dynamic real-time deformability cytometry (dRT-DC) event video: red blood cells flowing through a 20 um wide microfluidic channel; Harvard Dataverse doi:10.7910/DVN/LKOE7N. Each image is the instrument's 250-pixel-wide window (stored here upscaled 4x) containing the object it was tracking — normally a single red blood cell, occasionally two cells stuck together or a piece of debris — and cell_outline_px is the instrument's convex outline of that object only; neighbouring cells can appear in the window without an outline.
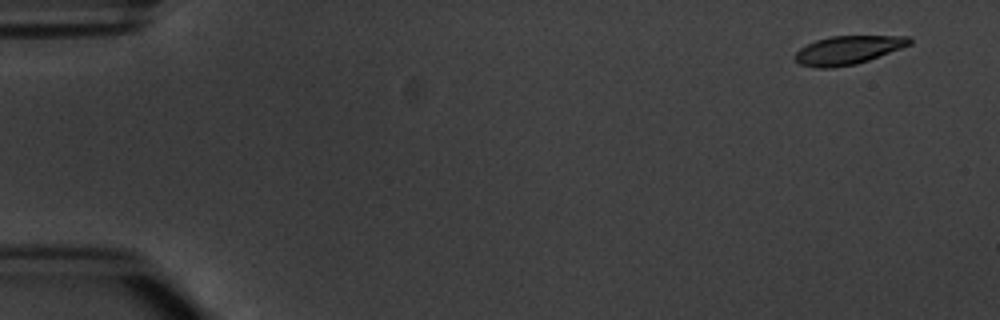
{"species": "common noctule bat (a hibernating species)", "species_latin": "Nyctalus noctula", "temperature_condition": "warm", "stored_images_in_passage": 5, "camera_frame_rate_fps": 3000, "um_per_image_px": 0.085, "animal": {"sex": "male", "body_mass_g": 20.1, "forearm_length_mm": 53.5}, "frame": {"image": 1, "passage_image": 2, "time_ms": 1.0, "image_size_px": [1000, 320], "cell_outline_px": [[912, 44], [868, 60], [856, 64], [832, 68], [816, 68], [800, 64], [792, 56], [800, 48], [816, 40], [832, 36], [908, 36], [912, 40]], "centroid_in_image_um": [72.06, 4.26], "position_along_channel_um": 12.9, "area_um2": 18.96}}